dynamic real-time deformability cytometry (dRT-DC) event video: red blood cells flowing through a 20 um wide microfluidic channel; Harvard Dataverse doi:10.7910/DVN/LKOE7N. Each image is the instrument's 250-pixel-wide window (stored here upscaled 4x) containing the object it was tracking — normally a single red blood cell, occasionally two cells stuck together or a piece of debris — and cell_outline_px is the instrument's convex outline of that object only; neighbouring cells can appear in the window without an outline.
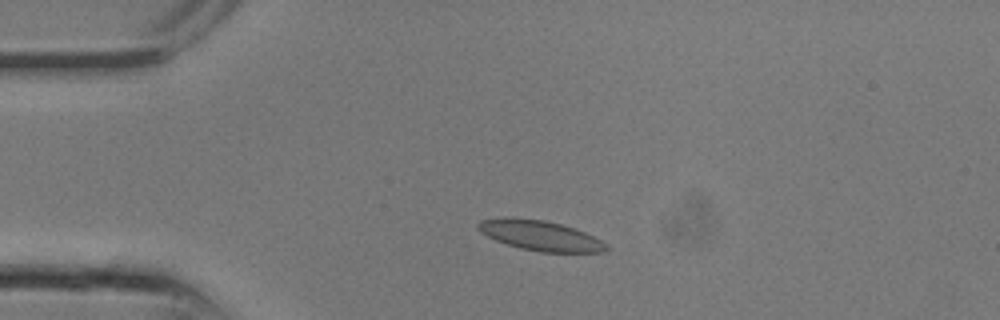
{"species": "common noctule bat (a hibernating species)", "species_latin": "Nyctalus noctula", "temperature_condition": "room temperature", "stored_images_in_passage": 8, "camera_frame_rate_fps": 3000, "um_per_image_px": 0.085, "animal": {"sex": "male", "body_mass_g": 13.3}, "frame": {"image": 1, "passage_image": 3, "time_ms": 0.667, "image_size_px": [1000, 320], "cell_outline_px": [[612, 248], [604, 252], [540, 252], [520, 248], [496, 240], [480, 232], [476, 228], [476, 224], [480, 220], [504, 216], [512, 216], [544, 220], [560, 224], [584, 232], [600, 240]], "centroid_in_image_um": [45.87, 20.0], "position_along_channel_um": 39.1, "area_um2": 22.6}}
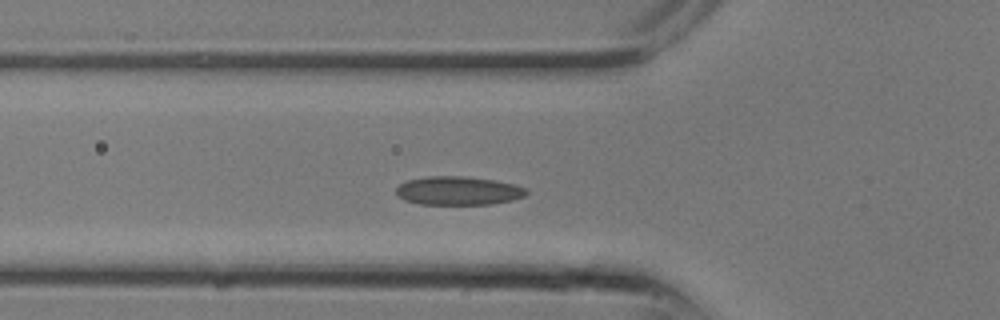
{"frame": {"image": 2, "passage_image": 6, "time_ms": 1.667, "image_size_px": [1000, 320], "cell_outline_px": [[528, 192], [524, 196], [512, 200], [492, 204], [420, 204], [404, 200], [396, 196], [396, 188], [400, 184], [408, 180], [424, 176], [464, 176], [496, 180], [528, 188]], "centroid_in_image_um": [38.94, 16.21], "position_along_channel_um": 86.9, "area_um2": 21.85}}
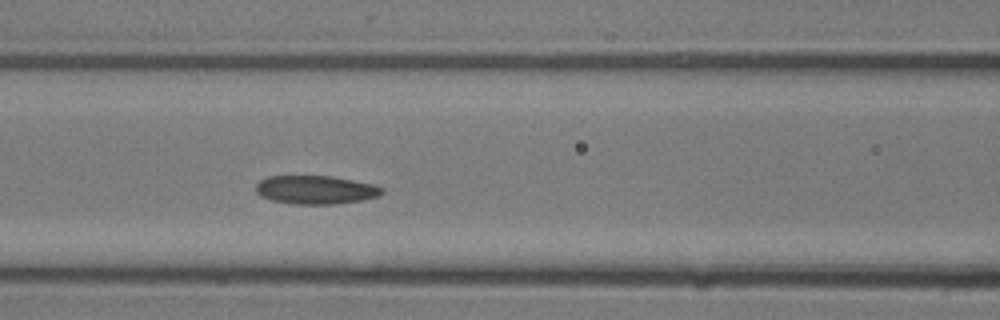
{"frame": {"image": 3, "passage_image": 8, "time_ms": 2.333, "image_size_px": [1000, 320], "cell_outline_px": [[384, 192], [376, 196], [360, 200], [336, 204], [296, 204], [272, 200], [260, 196], [256, 192], [256, 184], [260, 180], [268, 176], [332, 176], [372, 184], [384, 188]], "centroid_in_image_um": [26.8, 16.13], "position_along_channel_um": 139.8, "area_um2": 20.81}}